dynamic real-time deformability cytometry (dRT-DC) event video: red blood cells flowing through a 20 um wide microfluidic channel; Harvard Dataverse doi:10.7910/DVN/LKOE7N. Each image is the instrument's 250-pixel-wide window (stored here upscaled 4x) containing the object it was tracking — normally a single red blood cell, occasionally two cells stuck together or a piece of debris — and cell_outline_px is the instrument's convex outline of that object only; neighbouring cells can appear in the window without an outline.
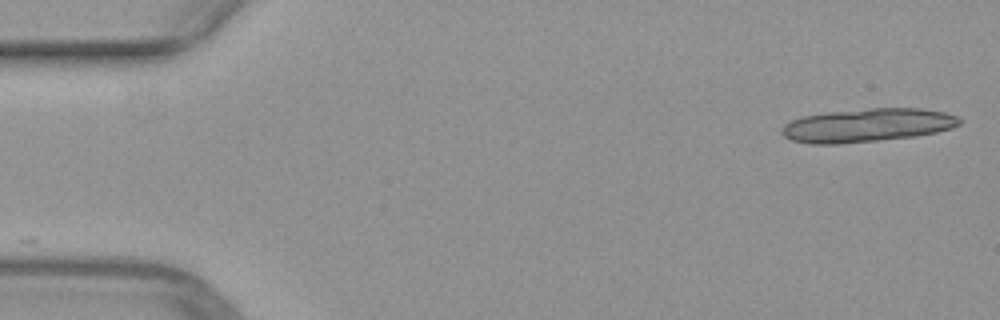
{"species": "common noctule bat (a hibernating species)", "species_latin": "Nyctalus noctula", "temperature_condition": "warm", "stored_images_in_passage": 16, "camera_frame_rate_fps": 3000, "um_per_image_px": 0.085, "animal": {"sex": "female", "body_mass_g": 29.2, "forearm_length_mm": 56.3}, "frame": {"image": 1, "passage_image": 1, "time_ms": 0.0, "image_size_px": [1000, 320], "cell_outline_px": [[964, 120], [960, 124], [952, 128], [936, 132], [916, 136], [836, 144], [812, 144], [792, 140], [784, 136], [780, 132], [780, 128], [784, 124], [800, 116], [824, 112], [868, 108], [920, 108], [944, 112], [956, 116]], "centroid_in_image_um": [73.69, 10.63], "position_along_channel_um": 11.3, "area_um2": 34.85}}